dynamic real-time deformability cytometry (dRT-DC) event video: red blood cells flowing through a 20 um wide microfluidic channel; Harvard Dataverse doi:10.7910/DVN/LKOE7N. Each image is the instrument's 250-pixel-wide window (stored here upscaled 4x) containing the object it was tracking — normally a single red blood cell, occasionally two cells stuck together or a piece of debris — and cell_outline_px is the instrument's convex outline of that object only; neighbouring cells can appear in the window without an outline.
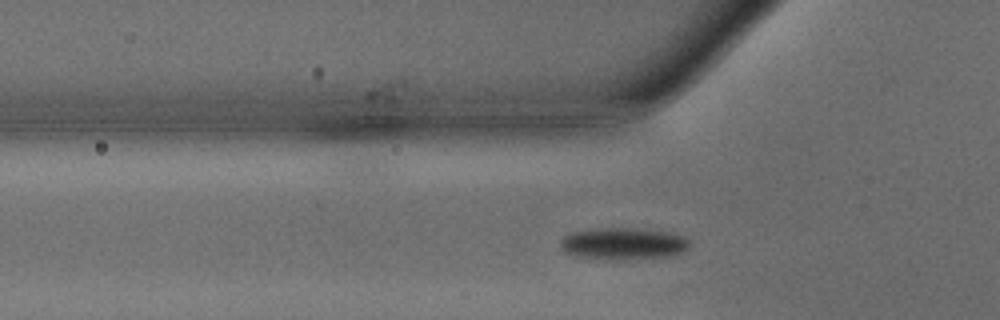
{"species": "common noctule bat (a hibernating species)", "species_latin": "Nyctalus noctula", "temperature_condition": "warm", "stored_images_in_passage": 28, "camera_frame_rate_fps": 3000, "um_per_image_px": 0.085, "animal": {"sex": "male", "body_mass_g": 15.6}, "frame": {"image": 1, "passage_image": 6, "time_ms": 1.667, "image_size_px": [1000, 320], "cell_outline_px": [[688, 248], [680, 252], [668, 256], [576, 256], [564, 252], [560, 244], [560, 240], [564, 236], [576, 232], [608, 228], [632, 228], [664, 232], [684, 236], [688, 240]], "centroid_in_image_um": [52.97, 20.65], "position_along_channel_um": 72.8, "area_um2": 22.08}}
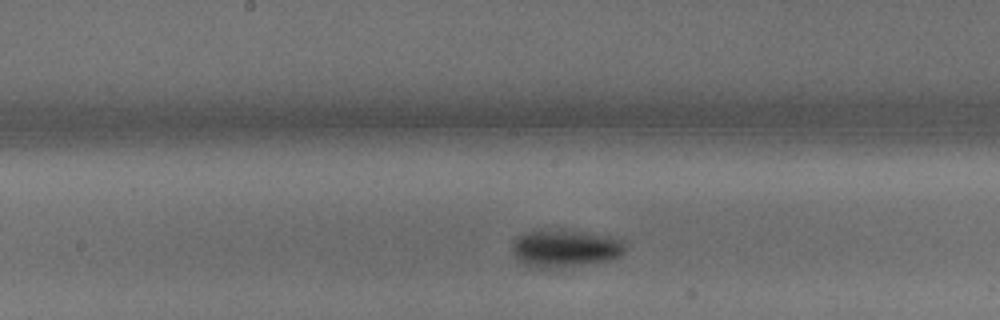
{"frame": {"image": 2, "passage_image": 15, "time_ms": 4.667, "image_size_px": [1000, 320], "cell_outline_px": [[624, 252], [620, 256], [608, 260], [548, 268], [528, 268], [512, 252], [512, 244], [516, 236], [524, 232], [560, 228], [608, 236], [620, 240], [624, 244]], "centroid_in_image_um": [47.96, 21.08], "position_along_channel_um": 200.2, "area_um2": 24.57}}
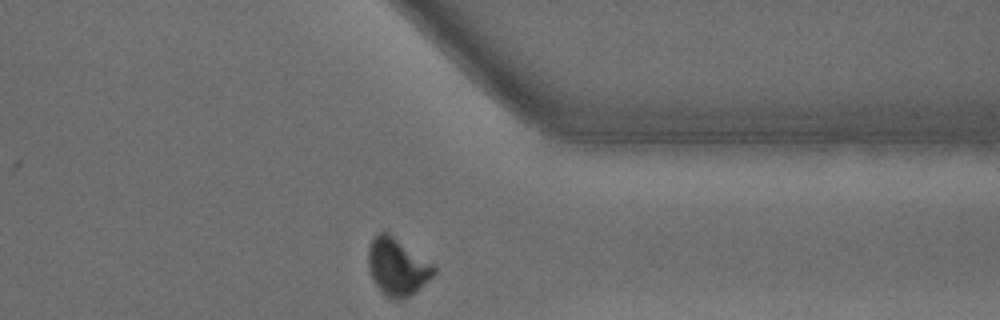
{"frame": {"image": 3, "passage_image": 28, "time_ms": 9.0, "image_size_px": [1000, 320], "cell_outline_px": [[436, 272], [416, 292], [400, 300], [392, 300], [376, 284], [372, 276], [368, 264], [368, 248], [372, 236], [380, 232], [388, 232], [432, 264], [436, 268]], "centroid_in_image_um": [33.76, 22.66], "position_along_channel_um": 377.6, "area_um2": 21.5}, "authors_computed_cell_mechanics": {"area_um2": 22.6865, "velocity_mm_per_s": 4.2099, "shape_relaxation_time_tau1_ms": 1.6443, "shape_relaxation_time_tau2_ms": null, "deformation_change_tau1": 0.1248, "deformation_change_tau2": null}}